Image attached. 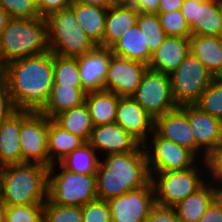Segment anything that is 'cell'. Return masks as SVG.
Masks as SVG:
<instances>
[{
  "instance_id": "cell-40",
  "label": "cell",
  "mask_w": 222,
  "mask_h": 222,
  "mask_svg": "<svg viewBox=\"0 0 222 222\" xmlns=\"http://www.w3.org/2000/svg\"><path fill=\"white\" fill-rule=\"evenodd\" d=\"M207 181L216 186L222 184V143L213 149L204 159Z\"/></svg>"
},
{
  "instance_id": "cell-18",
  "label": "cell",
  "mask_w": 222,
  "mask_h": 222,
  "mask_svg": "<svg viewBox=\"0 0 222 222\" xmlns=\"http://www.w3.org/2000/svg\"><path fill=\"white\" fill-rule=\"evenodd\" d=\"M111 48L96 46L92 51L77 56L82 88L88 93L104 90Z\"/></svg>"
},
{
  "instance_id": "cell-9",
  "label": "cell",
  "mask_w": 222,
  "mask_h": 222,
  "mask_svg": "<svg viewBox=\"0 0 222 222\" xmlns=\"http://www.w3.org/2000/svg\"><path fill=\"white\" fill-rule=\"evenodd\" d=\"M143 147L150 172L184 170L200 161L191 150L159 137L154 131Z\"/></svg>"
},
{
  "instance_id": "cell-38",
  "label": "cell",
  "mask_w": 222,
  "mask_h": 222,
  "mask_svg": "<svg viewBox=\"0 0 222 222\" xmlns=\"http://www.w3.org/2000/svg\"><path fill=\"white\" fill-rule=\"evenodd\" d=\"M0 6L8 13L9 18L40 17L37 6L31 0H0Z\"/></svg>"
},
{
  "instance_id": "cell-7",
  "label": "cell",
  "mask_w": 222,
  "mask_h": 222,
  "mask_svg": "<svg viewBox=\"0 0 222 222\" xmlns=\"http://www.w3.org/2000/svg\"><path fill=\"white\" fill-rule=\"evenodd\" d=\"M155 190L156 204L173 207L207 182L206 164L200 160L184 170L150 172Z\"/></svg>"
},
{
  "instance_id": "cell-15",
  "label": "cell",
  "mask_w": 222,
  "mask_h": 222,
  "mask_svg": "<svg viewBox=\"0 0 222 222\" xmlns=\"http://www.w3.org/2000/svg\"><path fill=\"white\" fill-rule=\"evenodd\" d=\"M181 12L191 35L222 36V17L217 0H184Z\"/></svg>"
},
{
  "instance_id": "cell-41",
  "label": "cell",
  "mask_w": 222,
  "mask_h": 222,
  "mask_svg": "<svg viewBox=\"0 0 222 222\" xmlns=\"http://www.w3.org/2000/svg\"><path fill=\"white\" fill-rule=\"evenodd\" d=\"M16 111L17 108L13 103L8 82L3 78L0 80V124Z\"/></svg>"
},
{
  "instance_id": "cell-4",
  "label": "cell",
  "mask_w": 222,
  "mask_h": 222,
  "mask_svg": "<svg viewBox=\"0 0 222 222\" xmlns=\"http://www.w3.org/2000/svg\"><path fill=\"white\" fill-rule=\"evenodd\" d=\"M49 51L45 17L10 18L0 34V59L7 63Z\"/></svg>"
},
{
  "instance_id": "cell-46",
  "label": "cell",
  "mask_w": 222,
  "mask_h": 222,
  "mask_svg": "<svg viewBox=\"0 0 222 222\" xmlns=\"http://www.w3.org/2000/svg\"><path fill=\"white\" fill-rule=\"evenodd\" d=\"M184 0H160L158 13L181 10Z\"/></svg>"
},
{
  "instance_id": "cell-21",
  "label": "cell",
  "mask_w": 222,
  "mask_h": 222,
  "mask_svg": "<svg viewBox=\"0 0 222 222\" xmlns=\"http://www.w3.org/2000/svg\"><path fill=\"white\" fill-rule=\"evenodd\" d=\"M218 195L219 187L207 181L195 193L178 202L173 208L181 222H198Z\"/></svg>"
},
{
  "instance_id": "cell-45",
  "label": "cell",
  "mask_w": 222,
  "mask_h": 222,
  "mask_svg": "<svg viewBox=\"0 0 222 222\" xmlns=\"http://www.w3.org/2000/svg\"><path fill=\"white\" fill-rule=\"evenodd\" d=\"M160 0H133L132 4L139 12L158 14Z\"/></svg>"
},
{
  "instance_id": "cell-39",
  "label": "cell",
  "mask_w": 222,
  "mask_h": 222,
  "mask_svg": "<svg viewBox=\"0 0 222 222\" xmlns=\"http://www.w3.org/2000/svg\"><path fill=\"white\" fill-rule=\"evenodd\" d=\"M82 222H112L108 202L96 199L82 206Z\"/></svg>"
},
{
  "instance_id": "cell-24",
  "label": "cell",
  "mask_w": 222,
  "mask_h": 222,
  "mask_svg": "<svg viewBox=\"0 0 222 222\" xmlns=\"http://www.w3.org/2000/svg\"><path fill=\"white\" fill-rule=\"evenodd\" d=\"M190 51L218 78L222 75V36H190Z\"/></svg>"
},
{
  "instance_id": "cell-25",
  "label": "cell",
  "mask_w": 222,
  "mask_h": 222,
  "mask_svg": "<svg viewBox=\"0 0 222 222\" xmlns=\"http://www.w3.org/2000/svg\"><path fill=\"white\" fill-rule=\"evenodd\" d=\"M86 35L99 46L104 37L108 8L73 2L70 6Z\"/></svg>"
},
{
  "instance_id": "cell-47",
  "label": "cell",
  "mask_w": 222,
  "mask_h": 222,
  "mask_svg": "<svg viewBox=\"0 0 222 222\" xmlns=\"http://www.w3.org/2000/svg\"><path fill=\"white\" fill-rule=\"evenodd\" d=\"M73 2L85 5L99 6L104 8H109L110 6L113 5L110 0H73Z\"/></svg>"
},
{
  "instance_id": "cell-11",
  "label": "cell",
  "mask_w": 222,
  "mask_h": 222,
  "mask_svg": "<svg viewBox=\"0 0 222 222\" xmlns=\"http://www.w3.org/2000/svg\"><path fill=\"white\" fill-rule=\"evenodd\" d=\"M48 125L46 115L21 111L19 139L22 163H38L49 168Z\"/></svg>"
},
{
  "instance_id": "cell-3",
  "label": "cell",
  "mask_w": 222,
  "mask_h": 222,
  "mask_svg": "<svg viewBox=\"0 0 222 222\" xmlns=\"http://www.w3.org/2000/svg\"><path fill=\"white\" fill-rule=\"evenodd\" d=\"M0 198L6 205L45 204L48 167L27 162L0 167Z\"/></svg>"
},
{
  "instance_id": "cell-17",
  "label": "cell",
  "mask_w": 222,
  "mask_h": 222,
  "mask_svg": "<svg viewBox=\"0 0 222 222\" xmlns=\"http://www.w3.org/2000/svg\"><path fill=\"white\" fill-rule=\"evenodd\" d=\"M115 122L141 145L154 131V119L132 97H120Z\"/></svg>"
},
{
  "instance_id": "cell-37",
  "label": "cell",
  "mask_w": 222,
  "mask_h": 222,
  "mask_svg": "<svg viewBox=\"0 0 222 222\" xmlns=\"http://www.w3.org/2000/svg\"><path fill=\"white\" fill-rule=\"evenodd\" d=\"M161 26L167 36L190 37L191 30L181 10L158 13Z\"/></svg>"
},
{
  "instance_id": "cell-14",
  "label": "cell",
  "mask_w": 222,
  "mask_h": 222,
  "mask_svg": "<svg viewBox=\"0 0 222 222\" xmlns=\"http://www.w3.org/2000/svg\"><path fill=\"white\" fill-rule=\"evenodd\" d=\"M148 68L142 62L113 54L108 65L104 90L114 92L120 97H131Z\"/></svg>"
},
{
  "instance_id": "cell-50",
  "label": "cell",
  "mask_w": 222,
  "mask_h": 222,
  "mask_svg": "<svg viewBox=\"0 0 222 222\" xmlns=\"http://www.w3.org/2000/svg\"><path fill=\"white\" fill-rule=\"evenodd\" d=\"M113 5L132 4L133 0H110Z\"/></svg>"
},
{
  "instance_id": "cell-20",
  "label": "cell",
  "mask_w": 222,
  "mask_h": 222,
  "mask_svg": "<svg viewBox=\"0 0 222 222\" xmlns=\"http://www.w3.org/2000/svg\"><path fill=\"white\" fill-rule=\"evenodd\" d=\"M190 53V37L167 36L152 53L149 69L171 75Z\"/></svg>"
},
{
  "instance_id": "cell-16",
  "label": "cell",
  "mask_w": 222,
  "mask_h": 222,
  "mask_svg": "<svg viewBox=\"0 0 222 222\" xmlns=\"http://www.w3.org/2000/svg\"><path fill=\"white\" fill-rule=\"evenodd\" d=\"M88 143L99 157L135 151L141 144L116 122L94 126Z\"/></svg>"
},
{
  "instance_id": "cell-33",
  "label": "cell",
  "mask_w": 222,
  "mask_h": 222,
  "mask_svg": "<svg viewBox=\"0 0 222 222\" xmlns=\"http://www.w3.org/2000/svg\"><path fill=\"white\" fill-rule=\"evenodd\" d=\"M54 83L82 87L77 57L53 54Z\"/></svg>"
},
{
  "instance_id": "cell-51",
  "label": "cell",
  "mask_w": 222,
  "mask_h": 222,
  "mask_svg": "<svg viewBox=\"0 0 222 222\" xmlns=\"http://www.w3.org/2000/svg\"><path fill=\"white\" fill-rule=\"evenodd\" d=\"M4 72H5V65L2 63L0 59V80L4 78Z\"/></svg>"
},
{
  "instance_id": "cell-29",
  "label": "cell",
  "mask_w": 222,
  "mask_h": 222,
  "mask_svg": "<svg viewBox=\"0 0 222 222\" xmlns=\"http://www.w3.org/2000/svg\"><path fill=\"white\" fill-rule=\"evenodd\" d=\"M85 143L78 136L62 129L52 119L49 118L48 125V155L49 167L53 163H58L74 149Z\"/></svg>"
},
{
  "instance_id": "cell-49",
  "label": "cell",
  "mask_w": 222,
  "mask_h": 222,
  "mask_svg": "<svg viewBox=\"0 0 222 222\" xmlns=\"http://www.w3.org/2000/svg\"><path fill=\"white\" fill-rule=\"evenodd\" d=\"M6 204L0 198V222H5Z\"/></svg>"
},
{
  "instance_id": "cell-48",
  "label": "cell",
  "mask_w": 222,
  "mask_h": 222,
  "mask_svg": "<svg viewBox=\"0 0 222 222\" xmlns=\"http://www.w3.org/2000/svg\"><path fill=\"white\" fill-rule=\"evenodd\" d=\"M8 13L0 6V34L2 30L6 27V24L9 20Z\"/></svg>"
},
{
  "instance_id": "cell-19",
  "label": "cell",
  "mask_w": 222,
  "mask_h": 222,
  "mask_svg": "<svg viewBox=\"0 0 222 222\" xmlns=\"http://www.w3.org/2000/svg\"><path fill=\"white\" fill-rule=\"evenodd\" d=\"M154 132L162 138L191 150L195 154V139L186 113L178 106L154 120Z\"/></svg>"
},
{
  "instance_id": "cell-43",
  "label": "cell",
  "mask_w": 222,
  "mask_h": 222,
  "mask_svg": "<svg viewBox=\"0 0 222 222\" xmlns=\"http://www.w3.org/2000/svg\"><path fill=\"white\" fill-rule=\"evenodd\" d=\"M73 0H42L41 4L37 7L38 13L41 17H47L54 11L69 8Z\"/></svg>"
},
{
  "instance_id": "cell-2",
  "label": "cell",
  "mask_w": 222,
  "mask_h": 222,
  "mask_svg": "<svg viewBox=\"0 0 222 222\" xmlns=\"http://www.w3.org/2000/svg\"><path fill=\"white\" fill-rule=\"evenodd\" d=\"M152 180L143 145L128 153L100 157L96 172L97 197L108 201Z\"/></svg>"
},
{
  "instance_id": "cell-6",
  "label": "cell",
  "mask_w": 222,
  "mask_h": 222,
  "mask_svg": "<svg viewBox=\"0 0 222 222\" xmlns=\"http://www.w3.org/2000/svg\"><path fill=\"white\" fill-rule=\"evenodd\" d=\"M96 199H98L96 174L73 173L64 169L59 163H53L48 168L50 202L82 207Z\"/></svg>"
},
{
  "instance_id": "cell-13",
  "label": "cell",
  "mask_w": 222,
  "mask_h": 222,
  "mask_svg": "<svg viewBox=\"0 0 222 222\" xmlns=\"http://www.w3.org/2000/svg\"><path fill=\"white\" fill-rule=\"evenodd\" d=\"M187 115L195 139V155L205 157L222 143V121L201 111L194 104L179 106Z\"/></svg>"
},
{
  "instance_id": "cell-28",
  "label": "cell",
  "mask_w": 222,
  "mask_h": 222,
  "mask_svg": "<svg viewBox=\"0 0 222 222\" xmlns=\"http://www.w3.org/2000/svg\"><path fill=\"white\" fill-rule=\"evenodd\" d=\"M120 96L101 90L88 92L85 103L88 106L93 126L115 123Z\"/></svg>"
},
{
  "instance_id": "cell-31",
  "label": "cell",
  "mask_w": 222,
  "mask_h": 222,
  "mask_svg": "<svg viewBox=\"0 0 222 222\" xmlns=\"http://www.w3.org/2000/svg\"><path fill=\"white\" fill-rule=\"evenodd\" d=\"M99 162L98 152L88 142H85L58 163L73 173L96 174Z\"/></svg>"
},
{
  "instance_id": "cell-10",
  "label": "cell",
  "mask_w": 222,
  "mask_h": 222,
  "mask_svg": "<svg viewBox=\"0 0 222 222\" xmlns=\"http://www.w3.org/2000/svg\"><path fill=\"white\" fill-rule=\"evenodd\" d=\"M155 120L178 107L171 90L170 77L147 69L141 83L131 96Z\"/></svg>"
},
{
  "instance_id": "cell-8",
  "label": "cell",
  "mask_w": 222,
  "mask_h": 222,
  "mask_svg": "<svg viewBox=\"0 0 222 222\" xmlns=\"http://www.w3.org/2000/svg\"><path fill=\"white\" fill-rule=\"evenodd\" d=\"M169 77L178 106L194 104L215 78L191 51Z\"/></svg>"
},
{
  "instance_id": "cell-22",
  "label": "cell",
  "mask_w": 222,
  "mask_h": 222,
  "mask_svg": "<svg viewBox=\"0 0 222 222\" xmlns=\"http://www.w3.org/2000/svg\"><path fill=\"white\" fill-rule=\"evenodd\" d=\"M139 11L131 4L112 5L107 10L100 47L110 48L126 30L137 24Z\"/></svg>"
},
{
  "instance_id": "cell-23",
  "label": "cell",
  "mask_w": 222,
  "mask_h": 222,
  "mask_svg": "<svg viewBox=\"0 0 222 222\" xmlns=\"http://www.w3.org/2000/svg\"><path fill=\"white\" fill-rule=\"evenodd\" d=\"M21 111L0 124V167L22 163L20 147Z\"/></svg>"
},
{
  "instance_id": "cell-42",
  "label": "cell",
  "mask_w": 222,
  "mask_h": 222,
  "mask_svg": "<svg viewBox=\"0 0 222 222\" xmlns=\"http://www.w3.org/2000/svg\"><path fill=\"white\" fill-rule=\"evenodd\" d=\"M144 222H181L173 207L155 205Z\"/></svg>"
},
{
  "instance_id": "cell-52",
  "label": "cell",
  "mask_w": 222,
  "mask_h": 222,
  "mask_svg": "<svg viewBox=\"0 0 222 222\" xmlns=\"http://www.w3.org/2000/svg\"><path fill=\"white\" fill-rule=\"evenodd\" d=\"M217 2H218V5H219V10H220L221 17H222V0H217Z\"/></svg>"
},
{
  "instance_id": "cell-32",
  "label": "cell",
  "mask_w": 222,
  "mask_h": 222,
  "mask_svg": "<svg viewBox=\"0 0 222 222\" xmlns=\"http://www.w3.org/2000/svg\"><path fill=\"white\" fill-rule=\"evenodd\" d=\"M138 27L144 32L145 46L153 53L167 37L164 32L158 14L154 13H138Z\"/></svg>"
},
{
  "instance_id": "cell-26",
  "label": "cell",
  "mask_w": 222,
  "mask_h": 222,
  "mask_svg": "<svg viewBox=\"0 0 222 222\" xmlns=\"http://www.w3.org/2000/svg\"><path fill=\"white\" fill-rule=\"evenodd\" d=\"M86 94L87 92L82 87L53 83L46 108L42 114L53 119L56 115L83 104Z\"/></svg>"
},
{
  "instance_id": "cell-1",
  "label": "cell",
  "mask_w": 222,
  "mask_h": 222,
  "mask_svg": "<svg viewBox=\"0 0 222 222\" xmlns=\"http://www.w3.org/2000/svg\"><path fill=\"white\" fill-rule=\"evenodd\" d=\"M4 78L17 110L42 113L54 83L53 53L49 50L7 63Z\"/></svg>"
},
{
  "instance_id": "cell-30",
  "label": "cell",
  "mask_w": 222,
  "mask_h": 222,
  "mask_svg": "<svg viewBox=\"0 0 222 222\" xmlns=\"http://www.w3.org/2000/svg\"><path fill=\"white\" fill-rule=\"evenodd\" d=\"M62 129L88 142L93 129L90 112L84 102L80 106L64 111L52 119Z\"/></svg>"
},
{
  "instance_id": "cell-36",
  "label": "cell",
  "mask_w": 222,
  "mask_h": 222,
  "mask_svg": "<svg viewBox=\"0 0 222 222\" xmlns=\"http://www.w3.org/2000/svg\"><path fill=\"white\" fill-rule=\"evenodd\" d=\"M44 204L6 205L5 222H43Z\"/></svg>"
},
{
  "instance_id": "cell-12",
  "label": "cell",
  "mask_w": 222,
  "mask_h": 222,
  "mask_svg": "<svg viewBox=\"0 0 222 222\" xmlns=\"http://www.w3.org/2000/svg\"><path fill=\"white\" fill-rule=\"evenodd\" d=\"M112 222H144L156 205L152 181L108 201Z\"/></svg>"
},
{
  "instance_id": "cell-27",
  "label": "cell",
  "mask_w": 222,
  "mask_h": 222,
  "mask_svg": "<svg viewBox=\"0 0 222 222\" xmlns=\"http://www.w3.org/2000/svg\"><path fill=\"white\" fill-rule=\"evenodd\" d=\"M116 56L149 64L152 53L145 46L144 32L138 27H131L110 47Z\"/></svg>"
},
{
  "instance_id": "cell-5",
  "label": "cell",
  "mask_w": 222,
  "mask_h": 222,
  "mask_svg": "<svg viewBox=\"0 0 222 222\" xmlns=\"http://www.w3.org/2000/svg\"><path fill=\"white\" fill-rule=\"evenodd\" d=\"M49 50L63 57H77L92 51L96 45L80 27L69 7L46 17Z\"/></svg>"
},
{
  "instance_id": "cell-44",
  "label": "cell",
  "mask_w": 222,
  "mask_h": 222,
  "mask_svg": "<svg viewBox=\"0 0 222 222\" xmlns=\"http://www.w3.org/2000/svg\"><path fill=\"white\" fill-rule=\"evenodd\" d=\"M198 222H222V200L217 197Z\"/></svg>"
},
{
  "instance_id": "cell-54",
  "label": "cell",
  "mask_w": 222,
  "mask_h": 222,
  "mask_svg": "<svg viewBox=\"0 0 222 222\" xmlns=\"http://www.w3.org/2000/svg\"><path fill=\"white\" fill-rule=\"evenodd\" d=\"M218 197H222V184L219 186V195Z\"/></svg>"
},
{
  "instance_id": "cell-53",
  "label": "cell",
  "mask_w": 222,
  "mask_h": 222,
  "mask_svg": "<svg viewBox=\"0 0 222 222\" xmlns=\"http://www.w3.org/2000/svg\"><path fill=\"white\" fill-rule=\"evenodd\" d=\"M37 7L41 4L42 0H31Z\"/></svg>"
},
{
  "instance_id": "cell-34",
  "label": "cell",
  "mask_w": 222,
  "mask_h": 222,
  "mask_svg": "<svg viewBox=\"0 0 222 222\" xmlns=\"http://www.w3.org/2000/svg\"><path fill=\"white\" fill-rule=\"evenodd\" d=\"M194 105L222 121V79L214 78Z\"/></svg>"
},
{
  "instance_id": "cell-35",
  "label": "cell",
  "mask_w": 222,
  "mask_h": 222,
  "mask_svg": "<svg viewBox=\"0 0 222 222\" xmlns=\"http://www.w3.org/2000/svg\"><path fill=\"white\" fill-rule=\"evenodd\" d=\"M43 222H82V207L60 205L47 199L44 204Z\"/></svg>"
}]
</instances>
